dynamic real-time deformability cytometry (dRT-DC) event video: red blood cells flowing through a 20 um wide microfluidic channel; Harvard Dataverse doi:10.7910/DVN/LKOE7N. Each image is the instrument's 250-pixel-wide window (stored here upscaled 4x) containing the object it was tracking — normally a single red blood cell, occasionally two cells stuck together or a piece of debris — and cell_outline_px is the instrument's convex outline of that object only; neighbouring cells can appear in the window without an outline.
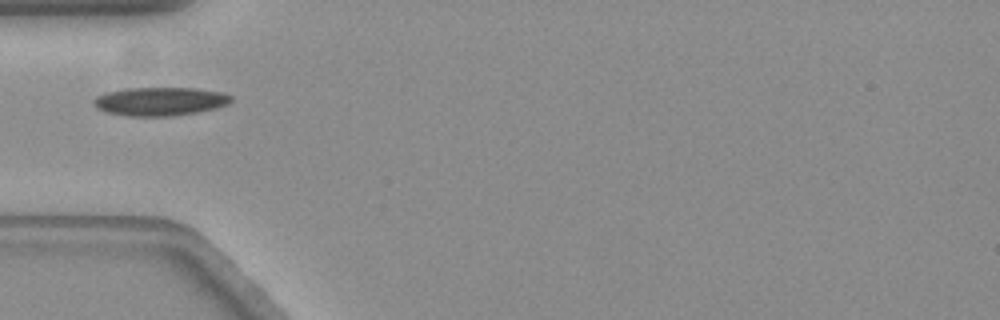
{"species": "common noctule bat (a hibernating species)", "species_latin": "Nyctalus noctula", "temperature_condition": "warm", "stored_images_in_passage": 35, "camera_frame_rate_fps": 3000, "um_per_image_px": 0.085, "animal": {"sex": "female", "body_mass_g": 19.3, "forearm_length_mm": 54.1}, "frame": {"image": 1, "passage_image": 1, "time_ms": 0.0, "image_size_px": [1000, 320], "cell_outline_px": [[232, 100], [228, 104], [196, 112], [172, 116], [128, 116], [108, 112], [96, 108], [92, 104], [92, 100], [96, 96], [108, 92], [124, 88], [196, 88], [220, 92], [232, 96]], "centroid_in_image_um": [13.55, 8.61], "position_along_channel_um": 71.4, "area_um2": 22.72}}
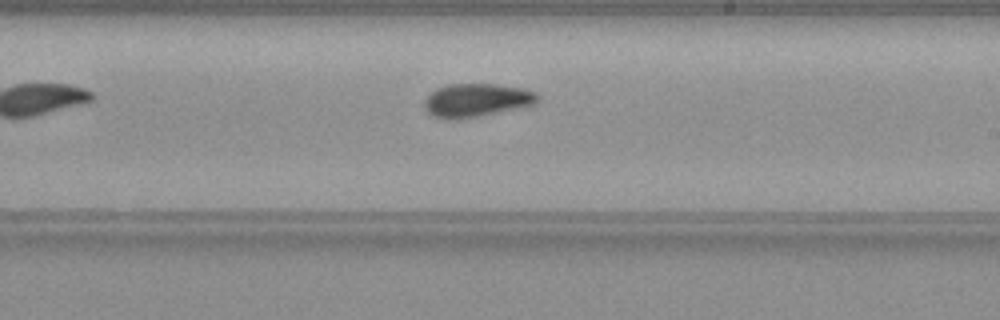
{"frame": {"image": 2, "passage_image": 16, "time_ms": 5.0, "image_size_px": [1000, 320], "cell_outline_px": [[540, 96], [532, 104], [480, 116], [456, 120], [448, 120], [432, 116], [424, 108], [424, 100], [436, 88], [448, 84], [496, 84], [520, 88], [536, 92]], "centroid_in_image_um": [40.43, 8.52], "position_along_channel_um": 248.6, "area_um2": 21.85}}